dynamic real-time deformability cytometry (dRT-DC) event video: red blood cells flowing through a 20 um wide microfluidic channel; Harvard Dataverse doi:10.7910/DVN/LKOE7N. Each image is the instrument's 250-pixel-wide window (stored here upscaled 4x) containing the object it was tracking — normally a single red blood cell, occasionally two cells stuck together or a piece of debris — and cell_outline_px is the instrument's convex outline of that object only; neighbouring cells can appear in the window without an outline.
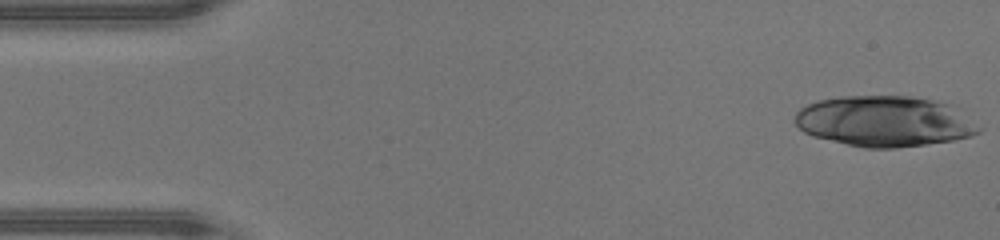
{"species": "human", "species_latin": "Homo sapiens", "temperature_condition": "warm", "stored_images_in_passage": 45, "camera_frame_rate_fps": 3000, "um_per_image_px": 0.085, "donor": {"sex": "male"}, "frame": {"image": 1, "passage_image": 1, "time_ms": 0.0, "image_size_px": [1000, 240], "cell_outline_px": [[980, 132], [972, 136], [952, 140], [896, 148], [864, 148], [812, 136], [804, 132], [796, 124], [796, 112], [800, 108], [808, 104], [820, 100], [840, 96], [908, 96], [932, 100], [948, 104], [980, 128]], "centroid_in_image_um": [75.12, 10.31], "position_along_channel_um": 9.9, "area_um2": 53.58}}
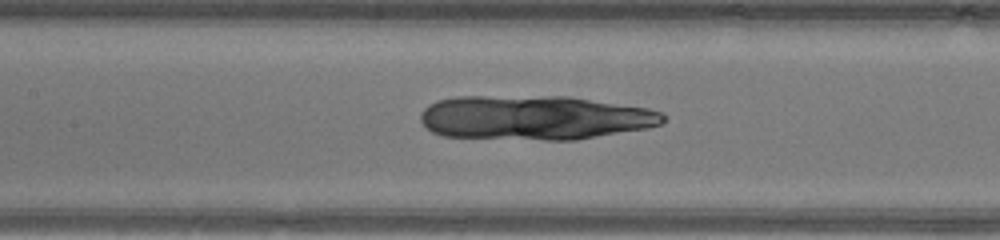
{"frame": {"image": 2, "passage_image": 20, "time_ms": 6.333, "image_size_px": [1000, 240], "cell_outline_px": [[664, 120], [660, 124], [648, 128], [576, 140], [544, 140], [444, 136], [432, 132], [420, 120], [420, 112], [428, 104], [436, 100], [456, 96], [568, 96], [648, 108], [664, 112]], "centroid_in_image_um": [45.43, 9.99], "position_along_channel_um": 162.0, "area_um2": 63.12}}
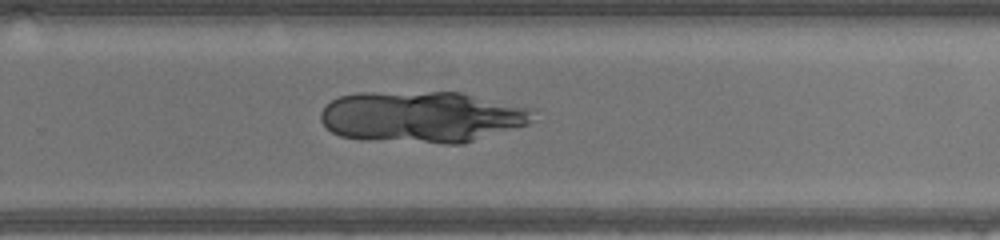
{"frame": {"image": 3, "passage_image": 29, "time_ms": 9.333, "image_size_px": [1000, 240], "cell_outline_px": [[536, 108], [528, 124], [464, 144], [444, 144], [364, 140], [340, 136], [332, 132], [320, 120], [320, 112], [332, 100], [340, 96], [356, 92], [460, 92]], "centroid_in_image_um": [35.87, 9.94], "position_along_channel_um": 293.9, "area_um2": 64.39}}